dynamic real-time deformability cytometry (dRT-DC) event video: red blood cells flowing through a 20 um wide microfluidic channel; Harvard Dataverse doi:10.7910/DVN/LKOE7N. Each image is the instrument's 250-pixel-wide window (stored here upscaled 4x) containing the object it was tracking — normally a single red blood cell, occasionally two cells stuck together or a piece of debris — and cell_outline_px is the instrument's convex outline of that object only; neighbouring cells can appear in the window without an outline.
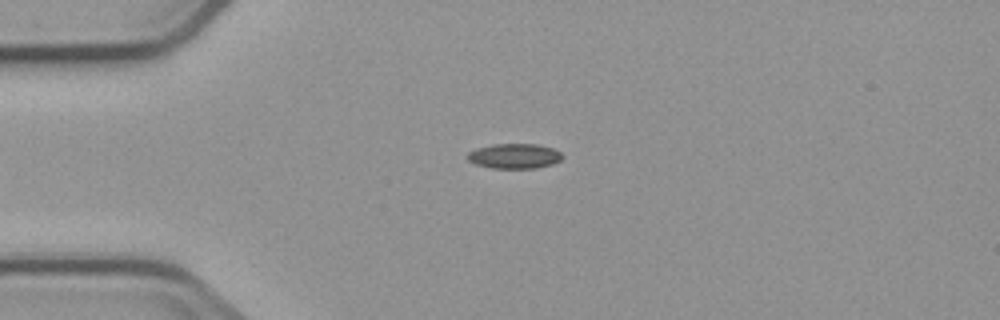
{"species": "common noctule bat (a hibernating species)", "species_latin": "Nyctalus noctula", "temperature_condition": "cold", "stored_images_in_passage": 3, "camera_frame_rate_fps": 3000, "um_per_image_px": 0.085, "animal": {"sex": "male", "body_mass_g": 23.1, "forearm_length_mm": 52.7}, "frame": {"image": 1, "passage_image": 3, "time_ms": 2.333, "image_size_px": [1000, 320], "cell_outline_px": [[564, 156], [560, 160], [552, 164], [536, 168], [492, 168], [476, 164], [468, 160], [468, 152], [476, 148], [496, 144], [536, 144], [552, 148], [560, 152]], "centroid_in_image_um": [43.73, 13.26], "position_along_channel_um": 41.3, "area_um2": 13.7}}